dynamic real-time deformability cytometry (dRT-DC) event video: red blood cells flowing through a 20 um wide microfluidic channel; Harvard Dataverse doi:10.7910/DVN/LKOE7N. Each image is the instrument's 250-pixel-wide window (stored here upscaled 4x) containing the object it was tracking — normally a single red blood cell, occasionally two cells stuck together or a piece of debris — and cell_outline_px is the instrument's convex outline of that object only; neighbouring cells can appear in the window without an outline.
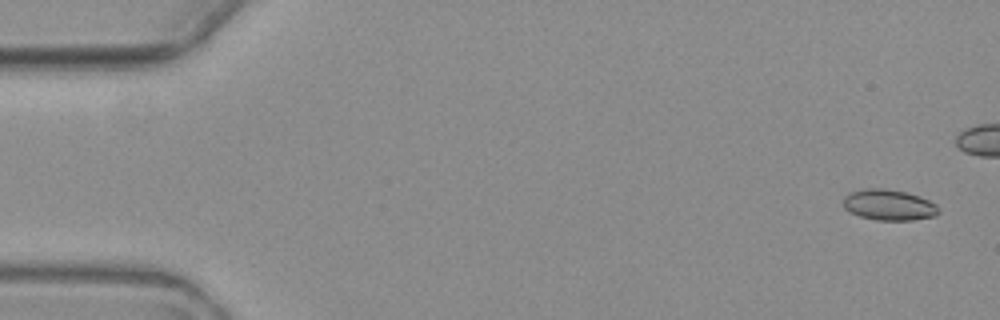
{"species": "common noctule bat (a hibernating species)", "species_latin": "Nyctalus noctula", "temperature_condition": "warm", "stored_images_in_passage": 6, "camera_frame_rate_fps": 3000, "um_per_image_px": 0.085, "animal": {"sex": "female", "body_mass_g": 19.3, "forearm_length_mm": 54.1}, "frame": {"image": 1, "passage_image": 1, "time_ms": 0.0, "image_size_px": [1000, 320], "cell_outline_px": [[940, 212], [936, 216], [912, 220], [876, 220], [860, 216], [848, 212], [844, 208], [844, 196], [848, 192], [864, 188], [884, 188], [904, 192], [928, 200], [936, 204], [940, 208]], "centroid_in_image_um": [75.53, 17.42], "position_along_channel_um": 9.5, "area_um2": 17.22}}